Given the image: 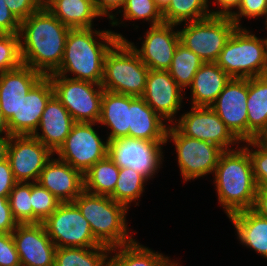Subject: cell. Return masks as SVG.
<instances>
[{
	"mask_svg": "<svg viewBox=\"0 0 267 266\" xmlns=\"http://www.w3.org/2000/svg\"><path fill=\"white\" fill-rule=\"evenodd\" d=\"M69 30L45 6L21 21L22 64L43 76L53 74L62 62Z\"/></svg>",
	"mask_w": 267,
	"mask_h": 266,
	"instance_id": "6da1fadb",
	"label": "cell"
},
{
	"mask_svg": "<svg viewBox=\"0 0 267 266\" xmlns=\"http://www.w3.org/2000/svg\"><path fill=\"white\" fill-rule=\"evenodd\" d=\"M125 39V36L112 30L70 28L62 62L53 74L101 84L107 52L118 40Z\"/></svg>",
	"mask_w": 267,
	"mask_h": 266,
	"instance_id": "7a4b0ae2",
	"label": "cell"
},
{
	"mask_svg": "<svg viewBox=\"0 0 267 266\" xmlns=\"http://www.w3.org/2000/svg\"><path fill=\"white\" fill-rule=\"evenodd\" d=\"M213 175L218 203L227 217L253 209L258 186L251 157L244 146L223 151Z\"/></svg>",
	"mask_w": 267,
	"mask_h": 266,
	"instance_id": "3957f363",
	"label": "cell"
},
{
	"mask_svg": "<svg viewBox=\"0 0 267 266\" xmlns=\"http://www.w3.org/2000/svg\"><path fill=\"white\" fill-rule=\"evenodd\" d=\"M73 202L89 222L95 239L101 245L114 248L136 240L130 234L132 231L126 220L129 209L110 196L83 191Z\"/></svg>",
	"mask_w": 267,
	"mask_h": 266,
	"instance_id": "277c9868",
	"label": "cell"
},
{
	"mask_svg": "<svg viewBox=\"0 0 267 266\" xmlns=\"http://www.w3.org/2000/svg\"><path fill=\"white\" fill-rule=\"evenodd\" d=\"M149 70L126 40H118L105 56L101 86L108 92L142 97Z\"/></svg>",
	"mask_w": 267,
	"mask_h": 266,
	"instance_id": "5b68a950",
	"label": "cell"
},
{
	"mask_svg": "<svg viewBox=\"0 0 267 266\" xmlns=\"http://www.w3.org/2000/svg\"><path fill=\"white\" fill-rule=\"evenodd\" d=\"M215 63L231 78L263 76L267 68L263 39L245 27H237Z\"/></svg>",
	"mask_w": 267,
	"mask_h": 266,
	"instance_id": "8992f818",
	"label": "cell"
},
{
	"mask_svg": "<svg viewBox=\"0 0 267 266\" xmlns=\"http://www.w3.org/2000/svg\"><path fill=\"white\" fill-rule=\"evenodd\" d=\"M180 43L204 62H216L226 42L237 28L228 16L212 15L208 18L182 23Z\"/></svg>",
	"mask_w": 267,
	"mask_h": 266,
	"instance_id": "52a82bcc",
	"label": "cell"
},
{
	"mask_svg": "<svg viewBox=\"0 0 267 266\" xmlns=\"http://www.w3.org/2000/svg\"><path fill=\"white\" fill-rule=\"evenodd\" d=\"M54 95L75 122L98 123L104 89L101 84L51 74Z\"/></svg>",
	"mask_w": 267,
	"mask_h": 266,
	"instance_id": "ba28073f",
	"label": "cell"
},
{
	"mask_svg": "<svg viewBox=\"0 0 267 266\" xmlns=\"http://www.w3.org/2000/svg\"><path fill=\"white\" fill-rule=\"evenodd\" d=\"M170 140V141H169ZM174 143L181 177L185 182L214 174L223 150L213 143L183 135L173 124L168 126L166 143Z\"/></svg>",
	"mask_w": 267,
	"mask_h": 266,
	"instance_id": "9c48e42d",
	"label": "cell"
},
{
	"mask_svg": "<svg viewBox=\"0 0 267 266\" xmlns=\"http://www.w3.org/2000/svg\"><path fill=\"white\" fill-rule=\"evenodd\" d=\"M98 123L75 122L63 145L55 153L83 175L108 155V140L100 138L93 126Z\"/></svg>",
	"mask_w": 267,
	"mask_h": 266,
	"instance_id": "30bf717a",
	"label": "cell"
},
{
	"mask_svg": "<svg viewBox=\"0 0 267 266\" xmlns=\"http://www.w3.org/2000/svg\"><path fill=\"white\" fill-rule=\"evenodd\" d=\"M43 224L56 248L101 246L74 202H61Z\"/></svg>",
	"mask_w": 267,
	"mask_h": 266,
	"instance_id": "8fae6325",
	"label": "cell"
},
{
	"mask_svg": "<svg viewBox=\"0 0 267 266\" xmlns=\"http://www.w3.org/2000/svg\"><path fill=\"white\" fill-rule=\"evenodd\" d=\"M165 144L130 137L120 138L108 142V156L119 168L130 167L150 180L161 169Z\"/></svg>",
	"mask_w": 267,
	"mask_h": 266,
	"instance_id": "7c38bea8",
	"label": "cell"
},
{
	"mask_svg": "<svg viewBox=\"0 0 267 266\" xmlns=\"http://www.w3.org/2000/svg\"><path fill=\"white\" fill-rule=\"evenodd\" d=\"M173 125L183 135L213 143L223 151L237 148L242 143L211 107L191 106Z\"/></svg>",
	"mask_w": 267,
	"mask_h": 266,
	"instance_id": "4fadbf2b",
	"label": "cell"
},
{
	"mask_svg": "<svg viewBox=\"0 0 267 266\" xmlns=\"http://www.w3.org/2000/svg\"><path fill=\"white\" fill-rule=\"evenodd\" d=\"M54 153L33 135H12L7 159L16 182H37Z\"/></svg>",
	"mask_w": 267,
	"mask_h": 266,
	"instance_id": "5bb4252c",
	"label": "cell"
},
{
	"mask_svg": "<svg viewBox=\"0 0 267 266\" xmlns=\"http://www.w3.org/2000/svg\"><path fill=\"white\" fill-rule=\"evenodd\" d=\"M248 79L231 78L210 106L241 141H248Z\"/></svg>",
	"mask_w": 267,
	"mask_h": 266,
	"instance_id": "9a60e30c",
	"label": "cell"
},
{
	"mask_svg": "<svg viewBox=\"0 0 267 266\" xmlns=\"http://www.w3.org/2000/svg\"><path fill=\"white\" fill-rule=\"evenodd\" d=\"M175 26L178 25L165 22L149 26L141 42V47L136 46L130 40H125L134 48L141 61L150 70H168L180 42L179 32Z\"/></svg>",
	"mask_w": 267,
	"mask_h": 266,
	"instance_id": "2e32d148",
	"label": "cell"
},
{
	"mask_svg": "<svg viewBox=\"0 0 267 266\" xmlns=\"http://www.w3.org/2000/svg\"><path fill=\"white\" fill-rule=\"evenodd\" d=\"M184 90L170 76L168 70H149L142 98L168 124H173L181 110Z\"/></svg>",
	"mask_w": 267,
	"mask_h": 266,
	"instance_id": "e0dca14e",
	"label": "cell"
},
{
	"mask_svg": "<svg viewBox=\"0 0 267 266\" xmlns=\"http://www.w3.org/2000/svg\"><path fill=\"white\" fill-rule=\"evenodd\" d=\"M23 266H54L56 245L43 223L18 224L11 233Z\"/></svg>",
	"mask_w": 267,
	"mask_h": 266,
	"instance_id": "ac0fdd59",
	"label": "cell"
},
{
	"mask_svg": "<svg viewBox=\"0 0 267 266\" xmlns=\"http://www.w3.org/2000/svg\"><path fill=\"white\" fill-rule=\"evenodd\" d=\"M54 95L53 85L48 76H43L17 105V115L8 121L9 135H33L38 129L46 103Z\"/></svg>",
	"mask_w": 267,
	"mask_h": 266,
	"instance_id": "d6986e66",
	"label": "cell"
},
{
	"mask_svg": "<svg viewBox=\"0 0 267 266\" xmlns=\"http://www.w3.org/2000/svg\"><path fill=\"white\" fill-rule=\"evenodd\" d=\"M37 182L61 202H73L84 191L83 174L55 154L44 166Z\"/></svg>",
	"mask_w": 267,
	"mask_h": 266,
	"instance_id": "ffe728a7",
	"label": "cell"
},
{
	"mask_svg": "<svg viewBox=\"0 0 267 266\" xmlns=\"http://www.w3.org/2000/svg\"><path fill=\"white\" fill-rule=\"evenodd\" d=\"M74 123L69 111L53 95L46 103L38 129L33 136L55 154L65 142Z\"/></svg>",
	"mask_w": 267,
	"mask_h": 266,
	"instance_id": "44dd1931",
	"label": "cell"
},
{
	"mask_svg": "<svg viewBox=\"0 0 267 266\" xmlns=\"http://www.w3.org/2000/svg\"><path fill=\"white\" fill-rule=\"evenodd\" d=\"M43 77L29 66L20 67L0 73V107L3 116L8 121L17 115V105L21 97Z\"/></svg>",
	"mask_w": 267,
	"mask_h": 266,
	"instance_id": "7402d4cb",
	"label": "cell"
},
{
	"mask_svg": "<svg viewBox=\"0 0 267 266\" xmlns=\"http://www.w3.org/2000/svg\"><path fill=\"white\" fill-rule=\"evenodd\" d=\"M168 126L142 97L130 96V138L166 142Z\"/></svg>",
	"mask_w": 267,
	"mask_h": 266,
	"instance_id": "603a6c76",
	"label": "cell"
},
{
	"mask_svg": "<svg viewBox=\"0 0 267 266\" xmlns=\"http://www.w3.org/2000/svg\"><path fill=\"white\" fill-rule=\"evenodd\" d=\"M231 77L215 62H205L196 72L190 88V105L210 107Z\"/></svg>",
	"mask_w": 267,
	"mask_h": 266,
	"instance_id": "cb8c5ba5",
	"label": "cell"
},
{
	"mask_svg": "<svg viewBox=\"0 0 267 266\" xmlns=\"http://www.w3.org/2000/svg\"><path fill=\"white\" fill-rule=\"evenodd\" d=\"M98 124L109 129L108 142L129 137L130 96L104 90Z\"/></svg>",
	"mask_w": 267,
	"mask_h": 266,
	"instance_id": "d4e9b609",
	"label": "cell"
},
{
	"mask_svg": "<svg viewBox=\"0 0 267 266\" xmlns=\"http://www.w3.org/2000/svg\"><path fill=\"white\" fill-rule=\"evenodd\" d=\"M228 218L236 230L239 243L267 259V218L253 209L237 212Z\"/></svg>",
	"mask_w": 267,
	"mask_h": 266,
	"instance_id": "484cf974",
	"label": "cell"
},
{
	"mask_svg": "<svg viewBox=\"0 0 267 266\" xmlns=\"http://www.w3.org/2000/svg\"><path fill=\"white\" fill-rule=\"evenodd\" d=\"M44 6L69 28H93L102 17L92 0H49Z\"/></svg>",
	"mask_w": 267,
	"mask_h": 266,
	"instance_id": "4316f807",
	"label": "cell"
},
{
	"mask_svg": "<svg viewBox=\"0 0 267 266\" xmlns=\"http://www.w3.org/2000/svg\"><path fill=\"white\" fill-rule=\"evenodd\" d=\"M248 140L267 130V79L257 76L248 79L247 98Z\"/></svg>",
	"mask_w": 267,
	"mask_h": 266,
	"instance_id": "83f0119b",
	"label": "cell"
},
{
	"mask_svg": "<svg viewBox=\"0 0 267 266\" xmlns=\"http://www.w3.org/2000/svg\"><path fill=\"white\" fill-rule=\"evenodd\" d=\"M171 261L165 254L135 240L131 244L111 248L106 266H170Z\"/></svg>",
	"mask_w": 267,
	"mask_h": 266,
	"instance_id": "f1b7e54d",
	"label": "cell"
},
{
	"mask_svg": "<svg viewBox=\"0 0 267 266\" xmlns=\"http://www.w3.org/2000/svg\"><path fill=\"white\" fill-rule=\"evenodd\" d=\"M120 168L107 155L94 164L84 175V191L110 196L119 178Z\"/></svg>",
	"mask_w": 267,
	"mask_h": 266,
	"instance_id": "f546056e",
	"label": "cell"
},
{
	"mask_svg": "<svg viewBox=\"0 0 267 266\" xmlns=\"http://www.w3.org/2000/svg\"><path fill=\"white\" fill-rule=\"evenodd\" d=\"M111 248L101 245L92 248L59 247L54 266H106Z\"/></svg>",
	"mask_w": 267,
	"mask_h": 266,
	"instance_id": "4dcf8cb0",
	"label": "cell"
},
{
	"mask_svg": "<svg viewBox=\"0 0 267 266\" xmlns=\"http://www.w3.org/2000/svg\"><path fill=\"white\" fill-rule=\"evenodd\" d=\"M209 0H171L162 11L165 23L182 25V23L199 21L212 16Z\"/></svg>",
	"mask_w": 267,
	"mask_h": 266,
	"instance_id": "1f68e13d",
	"label": "cell"
},
{
	"mask_svg": "<svg viewBox=\"0 0 267 266\" xmlns=\"http://www.w3.org/2000/svg\"><path fill=\"white\" fill-rule=\"evenodd\" d=\"M147 179L130 167L120 168L114 192L110 197L118 203L123 204L128 209L131 203L139 206V199L143 196Z\"/></svg>",
	"mask_w": 267,
	"mask_h": 266,
	"instance_id": "d6a6232c",
	"label": "cell"
},
{
	"mask_svg": "<svg viewBox=\"0 0 267 266\" xmlns=\"http://www.w3.org/2000/svg\"><path fill=\"white\" fill-rule=\"evenodd\" d=\"M204 63L199 56L179 42L168 72L185 91L192 84L196 72Z\"/></svg>",
	"mask_w": 267,
	"mask_h": 266,
	"instance_id": "836d02e7",
	"label": "cell"
},
{
	"mask_svg": "<svg viewBox=\"0 0 267 266\" xmlns=\"http://www.w3.org/2000/svg\"><path fill=\"white\" fill-rule=\"evenodd\" d=\"M123 12V14H121ZM123 17L119 20L114 17L109 23L111 26H123V21L144 20L150 22V26L164 22L163 13L154 0H125L123 8L119 11Z\"/></svg>",
	"mask_w": 267,
	"mask_h": 266,
	"instance_id": "e575fe53",
	"label": "cell"
},
{
	"mask_svg": "<svg viewBox=\"0 0 267 266\" xmlns=\"http://www.w3.org/2000/svg\"><path fill=\"white\" fill-rule=\"evenodd\" d=\"M12 216L18 224H33L31 183L17 182L8 196Z\"/></svg>",
	"mask_w": 267,
	"mask_h": 266,
	"instance_id": "d590c367",
	"label": "cell"
},
{
	"mask_svg": "<svg viewBox=\"0 0 267 266\" xmlns=\"http://www.w3.org/2000/svg\"><path fill=\"white\" fill-rule=\"evenodd\" d=\"M33 224L43 223L61 204V201L38 182L31 183Z\"/></svg>",
	"mask_w": 267,
	"mask_h": 266,
	"instance_id": "8d00e7d4",
	"label": "cell"
},
{
	"mask_svg": "<svg viewBox=\"0 0 267 266\" xmlns=\"http://www.w3.org/2000/svg\"><path fill=\"white\" fill-rule=\"evenodd\" d=\"M22 65L19 34H0V73Z\"/></svg>",
	"mask_w": 267,
	"mask_h": 266,
	"instance_id": "74e56055",
	"label": "cell"
},
{
	"mask_svg": "<svg viewBox=\"0 0 267 266\" xmlns=\"http://www.w3.org/2000/svg\"><path fill=\"white\" fill-rule=\"evenodd\" d=\"M242 146L251 157L257 186H267V151L256 140L244 141Z\"/></svg>",
	"mask_w": 267,
	"mask_h": 266,
	"instance_id": "f35d334b",
	"label": "cell"
},
{
	"mask_svg": "<svg viewBox=\"0 0 267 266\" xmlns=\"http://www.w3.org/2000/svg\"><path fill=\"white\" fill-rule=\"evenodd\" d=\"M267 15V0H242L237 10L230 16L237 27H242L241 18H265Z\"/></svg>",
	"mask_w": 267,
	"mask_h": 266,
	"instance_id": "ab89813d",
	"label": "cell"
},
{
	"mask_svg": "<svg viewBox=\"0 0 267 266\" xmlns=\"http://www.w3.org/2000/svg\"><path fill=\"white\" fill-rule=\"evenodd\" d=\"M19 255L11 233H0V266H17Z\"/></svg>",
	"mask_w": 267,
	"mask_h": 266,
	"instance_id": "60d3db41",
	"label": "cell"
},
{
	"mask_svg": "<svg viewBox=\"0 0 267 266\" xmlns=\"http://www.w3.org/2000/svg\"><path fill=\"white\" fill-rule=\"evenodd\" d=\"M5 4L20 22L44 6L39 0H5Z\"/></svg>",
	"mask_w": 267,
	"mask_h": 266,
	"instance_id": "b9f144b4",
	"label": "cell"
},
{
	"mask_svg": "<svg viewBox=\"0 0 267 266\" xmlns=\"http://www.w3.org/2000/svg\"><path fill=\"white\" fill-rule=\"evenodd\" d=\"M20 24L5 4V0H0V34H19Z\"/></svg>",
	"mask_w": 267,
	"mask_h": 266,
	"instance_id": "7bdbcfd3",
	"label": "cell"
},
{
	"mask_svg": "<svg viewBox=\"0 0 267 266\" xmlns=\"http://www.w3.org/2000/svg\"><path fill=\"white\" fill-rule=\"evenodd\" d=\"M17 225L12 216L8 196H0V233H12Z\"/></svg>",
	"mask_w": 267,
	"mask_h": 266,
	"instance_id": "ee69618b",
	"label": "cell"
},
{
	"mask_svg": "<svg viewBox=\"0 0 267 266\" xmlns=\"http://www.w3.org/2000/svg\"><path fill=\"white\" fill-rule=\"evenodd\" d=\"M16 183L8 159L0 162V196H9Z\"/></svg>",
	"mask_w": 267,
	"mask_h": 266,
	"instance_id": "f6af8a7d",
	"label": "cell"
},
{
	"mask_svg": "<svg viewBox=\"0 0 267 266\" xmlns=\"http://www.w3.org/2000/svg\"><path fill=\"white\" fill-rule=\"evenodd\" d=\"M125 0H94L95 7L101 16H106L109 21L117 17L123 8ZM120 8V9H119ZM115 10H117L115 12ZM113 11L115 13H113Z\"/></svg>",
	"mask_w": 267,
	"mask_h": 266,
	"instance_id": "bcb514c9",
	"label": "cell"
},
{
	"mask_svg": "<svg viewBox=\"0 0 267 266\" xmlns=\"http://www.w3.org/2000/svg\"><path fill=\"white\" fill-rule=\"evenodd\" d=\"M242 0H215L214 4L218 5V9L216 10L211 9L212 15L215 16H228L230 17L233 12L234 8L238 9ZM220 7V8H219Z\"/></svg>",
	"mask_w": 267,
	"mask_h": 266,
	"instance_id": "7dc6e473",
	"label": "cell"
},
{
	"mask_svg": "<svg viewBox=\"0 0 267 266\" xmlns=\"http://www.w3.org/2000/svg\"><path fill=\"white\" fill-rule=\"evenodd\" d=\"M253 210L267 218V186H258Z\"/></svg>",
	"mask_w": 267,
	"mask_h": 266,
	"instance_id": "c3c4849f",
	"label": "cell"
},
{
	"mask_svg": "<svg viewBox=\"0 0 267 266\" xmlns=\"http://www.w3.org/2000/svg\"><path fill=\"white\" fill-rule=\"evenodd\" d=\"M10 135L0 136V162L7 159Z\"/></svg>",
	"mask_w": 267,
	"mask_h": 266,
	"instance_id": "681fc988",
	"label": "cell"
},
{
	"mask_svg": "<svg viewBox=\"0 0 267 266\" xmlns=\"http://www.w3.org/2000/svg\"><path fill=\"white\" fill-rule=\"evenodd\" d=\"M9 135L7 121L5 120L0 107V136Z\"/></svg>",
	"mask_w": 267,
	"mask_h": 266,
	"instance_id": "f907efd6",
	"label": "cell"
},
{
	"mask_svg": "<svg viewBox=\"0 0 267 266\" xmlns=\"http://www.w3.org/2000/svg\"><path fill=\"white\" fill-rule=\"evenodd\" d=\"M256 141L267 151V130L263 131L256 138Z\"/></svg>",
	"mask_w": 267,
	"mask_h": 266,
	"instance_id": "816d5d0a",
	"label": "cell"
},
{
	"mask_svg": "<svg viewBox=\"0 0 267 266\" xmlns=\"http://www.w3.org/2000/svg\"><path fill=\"white\" fill-rule=\"evenodd\" d=\"M157 6L163 11L170 3L171 0H154Z\"/></svg>",
	"mask_w": 267,
	"mask_h": 266,
	"instance_id": "f5cc1de1",
	"label": "cell"
},
{
	"mask_svg": "<svg viewBox=\"0 0 267 266\" xmlns=\"http://www.w3.org/2000/svg\"><path fill=\"white\" fill-rule=\"evenodd\" d=\"M263 42H264V49H265V59H266V63H267V38H262Z\"/></svg>",
	"mask_w": 267,
	"mask_h": 266,
	"instance_id": "db71d44e",
	"label": "cell"
},
{
	"mask_svg": "<svg viewBox=\"0 0 267 266\" xmlns=\"http://www.w3.org/2000/svg\"><path fill=\"white\" fill-rule=\"evenodd\" d=\"M170 266H182L180 263H178L176 260L171 261Z\"/></svg>",
	"mask_w": 267,
	"mask_h": 266,
	"instance_id": "11a10c76",
	"label": "cell"
},
{
	"mask_svg": "<svg viewBox=\"0 0 267 266\" xmlns=\"http://www.w3.org/2000/svg\"><path fill=\"white\" fill-rule=\"evenodd\" d=\"M43 5L46 4L49 0H39Z\"/></svg>",
	"mask_w": 267,
	"mask_h": 266,
	"instance_id": "9f6ffc18",
	"label": "cell"
},
{
	"mask_svg": "<svg viewBox=\"0 0 267 266\" xmlns=\"http://www.w3.org/2000/svg\"><path fill=\"white\" fill-rule=\"evenodd\" d=\"M265 29L267 30V15H266V17H265Z\"/></svg>",
	"mask_w": 267,
	"mask_h": 266,
	"instance_id": "6f0895ef",
	"label": "cell"
},
{
	"mask_svg": "<svg viewBox=\"0 0 267 266\" xmlns=\"http://www.w3.org/2000/svg\"><path fill=\"white\" fill-rule=\"evenodd\" d=\"M263 76L267 79V68H266V70H265Z\"/></svg>",
	"mask_w": 267,
	"mask_h": 266,
	"instance_id": "680465c9",
	"label": "cell"
}]
</instances>
